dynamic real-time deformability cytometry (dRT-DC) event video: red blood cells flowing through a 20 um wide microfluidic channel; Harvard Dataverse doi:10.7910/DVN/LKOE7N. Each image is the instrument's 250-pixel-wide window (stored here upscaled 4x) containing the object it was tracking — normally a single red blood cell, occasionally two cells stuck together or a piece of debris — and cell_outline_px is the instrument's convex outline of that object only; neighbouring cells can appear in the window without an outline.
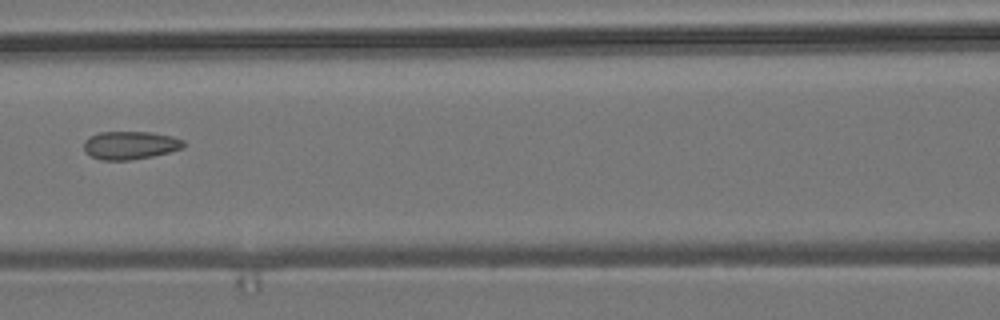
{"species": "common noctule bat (a hibernating species)", "species_latin": "Nyctalus noctula", "temperature_condition": "room temperature", "stored_images_in_passage": 7, "camera_frame_rate_fps": 3000, "um_per_image_px": 0.085, "animal": {"sex": "male", "body_mass_g": 19.2, "forearm_length_mm": 51.8}, "frame": {"image": 1, "passage_image": 7, "time_ms": 2.0, "image_size_px": [1000, 320], "cell_outline_px": [[184, 144], [180, 148], [168, 152], [152, 156], [128, 160], [100, 160], [84, 152], [84, 140], [88, 136], [100, 132], [152, 132], [172, 136], [184, 140]], "centroid_in_image_um": [11.01, 12.34], "position_along_channel_um": 155.6, "area_um2": 16.3}}